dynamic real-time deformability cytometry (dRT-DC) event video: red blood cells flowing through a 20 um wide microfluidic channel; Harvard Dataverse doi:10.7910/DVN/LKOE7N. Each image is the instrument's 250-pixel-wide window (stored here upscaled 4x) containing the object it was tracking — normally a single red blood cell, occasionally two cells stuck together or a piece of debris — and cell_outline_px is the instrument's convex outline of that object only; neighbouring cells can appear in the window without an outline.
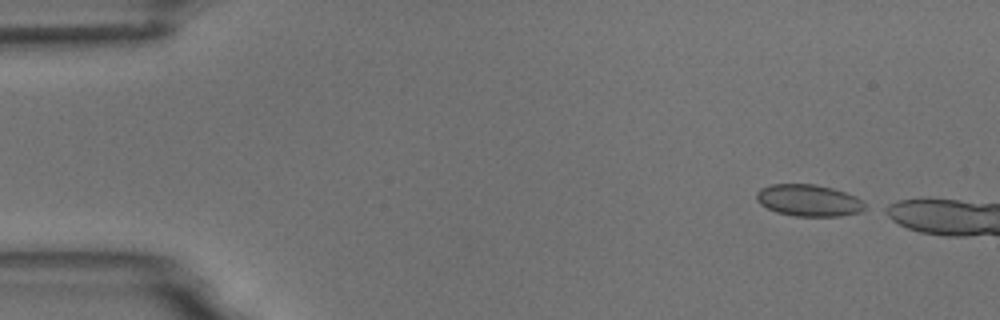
{"species": "common noctule bat (a hibernating species)", "species_latin": "Nyctalus noctula", "temperature_condition": "room temperature", "stored_images_in_passage": 3, "camera_frame_rate_fps": 3000, "um_per_image_px": 0.085, "animal": {"sex": "male", "body_mass_g": 18.8}, "frame": {"image": 1, "passage_image": 1, "time_ms": 0.0, "image_size_px": [1000, 320], "cell_outline_px": [[868, 208], [860, 212], [840, 216], [796, 216], [776, 212], [760, 204], [756, 200], [756, 192], [760, 188], [772, 184], [816, 184], [832, 188], [856, 196]], "centroid_in_image_um": [68.73, 17.03], "position_along_channel_um": 16.3, "area_um2": 20.11}}